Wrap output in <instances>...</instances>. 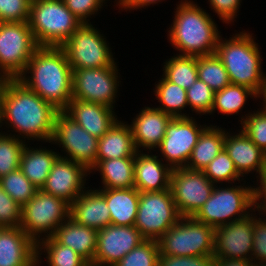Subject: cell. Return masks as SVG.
<instances>
[{"instance_id":"obj_20","label":"cell","mask_w":266,"mask_h":266,"mask_svg":"<svg viewBox=\"0 0 266 266\" xmlns=\"http://www.w3.org/2000/svg\"><path fill=\"white\" fill-rule=\"evenodd\" d=\"M173 117L160 111L155 106H144L132 118L130 128L137 151H155L166 132V127Z\"/></svg>"},{"instance_id":"obj_30","label":"cell","mask_w":266,"mask_h":266,"mask_svg":"<svg viewBox=\"0 0 266 266\" xmlns=\"http://www.w3.org/2000/svg\"><path fill=\"white\" fill-rule=\"evenodd\" d=\"M222 126V127H219ZM209 125L200 135L192 150L185 168L203 171V169L224 149L225 132L223 125Z\"/></svg>"},{"instance_id":"obj_1","label":"cell","mask_w":266,"mask_h":266,"mask_svg":"<svg viewBox=\"0 0 266 266\" xmlns=\"http://www.w3.org/2000/svg\"><path fill=\"white\" fill-rule=\"evenodd\" d=\"M58 111L18 79H4L3 133L26 143H49Z\"/></svg>"},{"instance_id":"obj_7","label":"cell","mask_w":266,"mask_h":266,"mask_svg":"<svg viewBox=\"0 0 266 266\" xmlns=\"http://www.w3.org/2000/svg\"><path fill=\"white\" fill-rule=\"evenodd\" d=\"M215 229L194 217H180L158 240L159 255L213 256Z\"/></svg>"},{"instance_id":"obj_19","label":"cell","mask_w":266,"mask_h":266,"mask_svg":"<svg viewBox=\"0 0 266 266\" xmlns=\"http://www.w3.org/2000/svg\"><path fill=\"white\" fill-rule=\"evenodd\" d=\"M232 130L231 128V131L228 129L225 132L224 149L235 164L238 173L248 181L247 176L250 174V178L253 176L254 179L252 182H256L255 179L266 168V153L252 142L242 129H236L237 132Z\"/></svg>"},{"instance_id":"obj_6","label":"cell","mask_w":266,"mask_h":266,"mask_svg":"<svg viewBox=\"0 0 266 266\" xmlns=\"http://www.w3.org/2000/svg\"><path fill=\"white\" fill-rule=\"evenodd\" d=\"M29 27L39 46H62L82 22L63 0H39L31 3Z\"/></svg>"},{"instance_id":"obj_25","label":"cell","mask_w":266,"mask_h":266,"mask_svg":"<svg viewBox=\"0 0 266 266\" xmlns=\"http://www.w3.org/2000/svg\"><path fill=\"white\" fill-rule=\"evenodd\" d=\"M26 143L20 157L19 169L31 183L40 190L46 182V179L52 169L59 153L53 145V149L42 146L39 143L32 145ZM39 144V147H38Z\"/></svg>"},{"instance_id":"obj_54","label":"cell","mask_w":266,"mask_h":266,"mask_svg":"<svg viewBox=\"0 0 266 266\" xmlns=\"http://www.w3.org/2000/svg\"><path fill=\"white\" fill-rule=\"evenodd\" d=\"M117 1V2H116ZM122 0H114V6L116 7V5H118Z\"/></svg>"},{"instance_id":"obj_34","label":"cell","mask_w":266,"mask_h":266,"mask_svg":"<svg viewBox=\"0 0 266 266\" xmlns=\"http://www.w3.org/2000/svg\"><path fill=\"white\" fill-rule=\"evenodd\" d=\"M162 76L187 90L198 78L196 56L179 55L173 53L162 63Z\"/></svg>"},{"instance_id":"obj_44","label":"cell","mask_w":266,"mask_h":266,"mask_svg":"<svg viewBox=\"0 0 266 266\" xmlns=\"http://www.w3.org/2000/svg\"><path fill=\"white\" fill-rule=\"evenodd\" d=\"M22 207L0 186V227H19Z\"/></svg>"},{"instance_id":"obj_40","label":"cell","mask_w":266,"mask_h":266,"mask_svg":"<svg viewBox=\"0 0 266 266\" xmlns=\"http://www.w3.org/2000/svg\"><path fill=\"white\" fill-rule=\"evenodd\" d=\"M159 254L158 241L145 239L114 266H158Z\"/></svg>"},{"instance_id":"obj_9","label":"cell","mask_w":266,"mask_h":266,"mask_svg":"<svg viewBox=\"0 0 266 266\" xmlns=\"http://www.w3.org/2000/svg\"><path fill=\"white\" fill-rule=\"evenodd\" d=\"M92 23H82L60 46L72 69L104 68L116 62L107 37Z\"/></svg>"},{"instance_id":"obj_14","label":"cell","mask_w":266,"mask_h":266,"mask_svg":"<svg viewBox=\"0 0 266 266\" xmlns=\"http://www.w3.org/2000/svg\"><path fill=\"white\" fill-rule=\"evenodd\" d=\"M196 119L194 116L173 117L168 123L165 136L154 153H159L171 169L186 167L201 133L211 125L207 122L202 125Z\"/></svg>"},{"instance_id":"obj_17","label":"cell","mask_w":266,"mask_h":266,"mask_svg":"<svg viewBox=\"0 0 266 266\" xmlns=\"http://www.w3.org/2000/svg\"><path fill=\"white\" fill-rule=\"evenodd\" d=\"M90 175L85 166L59 156L41 190L71 205L89 187Z\"/></svg>"},{"instance_id":"obj_33","label":"cell","mask_w":266,"mask_h":266,"mask_svg":"<svg viewBox=\"0 0 266 266\" xmlns=\"http://www.w3.org/2000/svg\"><path fill=\"white\" fill-rule=\"evenodd\" d=\"M44 258L46 259L45 261ZM36 262L37 266L45 264V262H47V266H90L74 250L59 244L53 237L42 239L37 243Z\"/></svg>"},{"instance_id":"obj_53","label":"cell","mask_w":266,"mask_h":266,"mask_svg":"<svg viewBox=\"0 0 266 266\" xmlns=\"http://www.w3.org/2000/svg\"><path fill=\"white\" fill-rule=\"evenodd\" d=\"M254 266H266V262L265 263H255Z\"/></svg>"},{"instance_id":"obj_41","label":"cell","mask_w":266,"mask_h":266,"mask_svg":"<svg viewBox=\"0 0 266 266\" xmlns=\"http://www.w3.org/2000/svg\"><path fill=\"white\" fill-rule=\"evenodd\" d=\"M262 108H260V107ZM238 126L264 153H266V108L259 103Z\"/></svg>"},{"instance_id":"obj_11","label":"cell","mask_w":266,"mask_h":266,"mask_svg":"<svg viewBox=\"0 0 266 266\" xmlns=\"http://www.w3.org/2000/svg\"><path fill=\"white\" fill-rule=\"evenodd\" d=\"M117 63L104 68L72 69V98L116 108L122 86Z\"/></svg>"},{"instance_id":"obj_36","label":"cell","mask_w":266,"mask_h":266,"mask_svg":"<svg viewBox=\"0 0 266 266\" xmlns=\"http://www.w3.org/2000/svg\"><path fill=\"white\" fill-rule=\"evenodd\" d=\"M215 185L234 184L245 179L238 173L235 164L223 149L202 171ZM224 182V183H223Z\"/></svg>"},{"instance_id":"obj_15","label":"cell","mask_w":266,"mask_h":266,"mask_svg":"<svg viewBox=\"0 0 266 266\" xmlns=\"http://www.w3.org/2000/svg\"><path fill=\"white\" fill-rule=\"evenodd\" d=\"M213 184L202 171L172 169L170 189L181 217H193L213 192Z\"/></svg>"},{"instance_id":"obj_32","label":"cell","mask_w":266,"mask_h":266,"mask_svg":"<svg viewBox=\"0 0 266 266\" xmlns=\"http://www.w3.org/2000/svg\"><path fill=\"white\" fill-rule=\"evenodd\" d=\"M158 81L154 83L153 96L158 100L159 106L155 108L163 111L172 117H190L188 108V100L186 90L175 83H171L161 76ZM187 111V112H186Z\"/></svg>"},{"instance_id":"obj_45","label":"cell","mask_w":266,"mask_h":266,"mask_svg":"<svg viewBox=\"0 0 266 266\" xmlns=\"http://www.w3.org/2000/svg\"><path fill=\"white\" fill-rule=\"evenodd\" d=\"M253 250L252 261L254 263L266 262V218L253 215Z\"/></svg>"},{"instance_id":"obj_18","label":"cell","mask_w":266,"mask_h":266,"mask_svg":"<svg viewBox=\"0 0 266 266\" xmlns=\"http://www.w3.org/2000/svg\"><path fill=\"white\" fill-rule=\"evenodd\" d=\"M144 240L135 226L108 225L97 233L95 257L90 266H114Z\"/></svg>"},{"instance_id":"obj_50","label":"cell","mask_w":266,"mask_h":266,"mask_svg":"<svg viewBox=\"0 0 266 266\" xmlns=\"http://www.w3.org/2000/svg\"><path fill=\"white\" fill-rule=\"evenodd\" d=\"M252 260L214 258V266H254Z\"/></svg>"},{"instance_id":"obj_4","label":"cell","mask_w":266,"mask_h":266,"mask_svg":"<svg viewBox=\"0 0 266 266\" xmlns=\"http://www.w3.org/2000/svg\"><path fill=\"white\" fill-rule=\"evenodd\" d=\"M253 35L243 28L229 39L221 35L215 54L224 65L231 84L245 86L261 97L266 86V72L262 70L260 45Z\"/></svg>"},{"instance_id":"obj_51","label":"cell","mask_w":266,"mask_h":266,"mask_svg":"<svg viewBox=\"0 0 266 266\" xmlns=\"http://www.w3.org/2000/svg\"><path fill=\"white\" fill-rule=\"evenodd\" d=\"M3 97H4V80L0 81V133H3Z\"/></svg>"},{"instance_id":"obj_35","label":"cell","mask_w":266,"mask_h":266,"mask_svg":"<svg viewBox=\"0 0 266 266\" xmlns=\"http://www.w3.org/2000/svg\"><path fill=\"white\" fill-rule=\"evenodd\" d=\"M196 61L198 78L214 92L220 91L230 84L228 73L215 53L198 56Z\"/></svg>"},{"instance_id":"obj_27","label":"cell","mask_w":266,"mask_h":266,"mask_svg":"<svg viewBox=\"0 0 266 266\" xmlns=\"http://www.w3.org/2000/svg\"><path fill=\"white\" fill-rule=\"evenodd\" d=\"M130 125L118 119L98 140L96 160L135 157L137 153Z\"/></svg>"},{"instance_id":"obj_28","label":"cell","mask_w":266,"mask_h":266,"mask_svg":"<svg viewBox=\"0 0 266 266\" xmlns=\"http://www.w3.org/2000/svg\"><path fill=\"white\" fill-rule=\"evenodd\" d=\"M106 200L110 210L111 225L134 226L140 192L134 188L96 189Z\"/></svg>"},{"instance_id":"obj_46","label":"cell","mask_w":266,"mask_h":266,"mask_svg":"<svg viewBox=\"0 0 266 266\" xmlns=\"http://www.w3.org/2000/svg\"><path fill=\"white\" fill-rule=\"evenodd\" d=\"M242 1L243 0H208L206 3L214 13L213 17L216 15L224 25L227 24V26H230L231 24L232 26L239 15Z\"/></svg>"},{"instance_id":"obj_48","label":"cell","mask_w":266,"mask_h":266,"mask_svg":"<svg viewBox=\"0 0 266 266\" xmlns=\"http://www.w3.org/2000/svg\"><path fill=\"white\" fill-rule=\"evenodd\" d=\"M253 182V210L257 215L266 218V168L263 173Z\"/></svg>"},{"instance_id":"obj_24","label":"cell","mask_w":266,"mask_h":266,"mask_svg":"<svg viewBox=\"0 0 266 266\" xmlns=\"http://www.w3.org/2000/svg\"><path fill=\"white\" fill-rule=\"evenodd\" d=\"M70 218L79 225L97 231L111 225L110 210L105 198L91 186L70 205Z\"/></svg>"},{"instance_id":"obj_13","label":"cell","mask_w":266,"mask_h":266,"mask_svg":"<svg viewBox=\"0 0 266 266\" xmlns=\"http://www.w3.org/2000/svg\"><path fill=\"white\" fill-rule=\"evenodd\" d=\"M98 140L64 111L57 112L53 137L49 143L61 148L57 149L60 157L75 161L90 171L96 164Z\"/></svg>"},{"instance_id":"obj_5","label":"cell","mask_w":266,"mask_h":266,"mask_svg":"<svg viewBox=\"0 0 266 266\" xmlns=\"http://www.w3.org/2000/svg\"><path fill=\"white\" fill-rule=\"evenodd\" d=\"M246 182L215 185L208 200L193 217L215 229L250 214L253 211V186L250 181Z\"/></svg>"},{"instance_id":"obj_47","label":"cell","mask_w":266,"mask_h":266,"mask_svg":"<svg viewBox=\"0 0 266 266\" xmlns=\"http://www.w3.org/2000/svg\"><path fill=\"white\" fill-rule=\"evenodd\" d=\"M158 266H214V256H158Z\"/></svg>"},{"instance_id":"obj_39","label":"cell","mask_w":266,"mask_h":266,"mask_svg":"<svg viewBox=\"0 0 266 266\" xmlns=\"http://www.w3.org/2000/svg\"><path fill=\"white\" fill-rule=\"evenodd\" d=\"M186 94L190 117L194 115L193 113H196V117L199 115L198 118H202L201 116H207L211 113L215 92L205 82L197 78L195 83L186 90Z\"/></svg>"},{"instance_id":"obj_8","label":"cell","mask_w":266,"mask_h":266,"mask_svg":"<svg viewBox=\"0 0 266 266\" xmlns=\"http://www.w3.org/2000/svg\"><path fill=\"white\" fill-rule=\"evenodd\" d=\"M69 217V203L40 189L22 206L19 227L37 244L42 239L52 237Z\"/></svg>"},{"instance_id":"obj_52","label":"cell","mask_w":266,"mask_h":266,"mask_svg":"<svg viewBox=\"0 0 266 266\" xmlns=\"http://www.w3.org/2000/svg\"><path fill=\"white\" fill-rule=\"evenodd\" d=\"M260 100H262V102L260 103L266 108V86H265L264 93L260 97Z\"/></svg>"},{"instance_id":"obj_16","label":"cell","mask_w":266,"mask_h":266,"mask_svg":"<svg viewBox=\"0 0 266 266\" xmlns=\"http://www.w3.org/2000/svg\"><path fill=\"white\" fill-rule=\"evenodd\" d=\"M255 213L215 228L214 258L252 260Z\"/></svg>"},{"instance_id":"obj_43","label":"cell","mask_w":266,"mask_h":266,"mask_svg":"<svg viewBox=\"0 0 266 266\" xmlns=\"http://www.w3.org/2000/svg\"><path fill=\"white\" fill-rule=\"evenodd\" d=\"M30 6L29 0H0V22H27Z\"/></svg>"},{"instance_id":"obj_12","label":"cell","mask_w":266,"mask_h":266,"mask_svg":"<svg viewBox=\"0 0 266 266\" xmlns=\"http://www.w3.org/2000/svg\"><path fill=\"white\" fill-rule=\"evenodd\" d=\"M180 217L171 189L140 192L134 226L144 239L158 241Z\"/></svg>"},{"instance_id":"obj_42","label":"cell","mask_w":266,"mask_h":266,"mask_svg":"<svg viewBox=\"0 0 266 266\" xmlns=\"http://www.w3.org/2000/svg\"><path fill=\"white\" fill-rule=\"evenodd\" d=\"M110 0H63L66 7L82 22L93 23L90 20L100 15V11L107 8ZM91 18V19H90Z\"/></svg>"},{"instance_id":"obj_10","label":"cell","mask_w":266,"mask_h":266,"mask_svg":"<svg viewBox=\"0 0 266 266\" xmlns=\"http://www.w3.org/2000/svg\"><path fill=\"white\" fill-rule=\"evenodd\" d=\"M40 46L27 22H0V75L17 79Z\"/></svg>"},{"instance_id":"obj_37","label":"cell","mask_w":266,"mask_h":266,"mask_svg":"<svg viewBox=\"0 0 266 266\" xmlns=\"http://www.w3.org/2000/svg\"><path fill=\"white\" fill-rule=\"evenodd\" d=\"M0 186L21 207L28 203L38 190L19 168L1 177Z\"/></svg>"},{"instance_id":"obj_22","label":"cell","mask_w":266,"mask_h":266,"mask_svg":"<svg viewBox=\"0 0 266 266\" xmlns=\"http://www.w3.org/2000/svg\"><path fill=\"white\" fill-rule=\"evenodd\" d=\"M115 110L101 104L72 98L63 111L89 134L99 139L119 119Z\"/></svg>"},{"instance_id":"obj_31","label":"cell","mask_w":266,"mask_h":266,"mask_svg":"<svg viewBox=\"0 0 266 266\" xmlns=\"http://www.w3.org/2000/svg\"><path fill=\"white\" fill-rule=\"evenodd\" d=\"M249 98L253 99V101L260 99L253 90L245 86L230 83L222 90L215 92L214 104L209 116L211 115V117H214L216 112H218L217 114L220 113V115L224 114L227 117L229 115H240L241 117L239 116L238 120L240 122L239 124H241L246 116L252 112V110H245L244 115L242 114L243 109H245V104L248 103L247 101Z\"/></svg>"},{"instance_id":"obj_26","label":"cell","mask_w":266,"mask_h":266,"mask_svg":"<svg viewBox=\"0 0 266 266\" xmlns=\"http://www.w3.org/2000/svg\"><path fill=\"white\" fill-rule=\"evenodd\" d=\"M97 233V230L79 225L69 217L52 237L59 244L70 247L91 265L95 257Z\"/></svg>"},{"instance_id":"obj_23","label":"cell","mask_w":266,"mask_h":266,"mask_svg":"<svg viewBox=\"0 0 266 266\" xmlns=\"http://www.w3.org/2000/svg\"><path fill=\"white\" fill-rule=\"evenodd\" d=\"M152 151H138L134 157V187L139 192L170 189L172 169Z\"/></svg>"},{"instance_id":"obj_2","label":"cell","mask_w":266,"mask_h":266,"mask_svg":"<svg viewBox=\"0 0 266 266\" xmlns=\"http://www.w3.org/2000/svg\"><path fill=\"white\" fill-rule=\"evenodd\" d=\"M17 79L59 111L72 99V68L61 47L40 46Z\"/></svg>"},{"instance_id":"obj_55","label":"cell","mask_w":266,"mask_h":266,"mask_svg":"<svg viewBox=\"0 0 266 266\" xmlns=\"http://www.w3.org/2000/svg\"><path fill=\"white\" fill-rule=\"evenodd\" d=\"M31 3H33V2H36V1H39V0H29Z\"/></svg>"},{"instance_id":"obj_29","label":"cell","mask_w":266,"mask_h":266,"mask_svg":"<svg viewBox=\"0 0 266 266\" xmlns=\"http://www.w3.org/2000/svg\"><path fill=\"white\" fill-rule=\"evenodd\" d=\"M98 172L101 186L95 189L134 188V157L96 160L90 174Z\"/></svg>"},{"instance_id":"obj_38","label":"cell","mask_w":266,"mask_h":266,"mask_svg":"<svg viewBox=\"0 0 266 266\" xmlns=\"http://www.w3.org/2000/svg\"><path fill=\"white\" fill-rule=\"evenodd\" d=\"M25 144L13 135L0 133V178L19 168Z\"/></svg>"},{"instance_id":"obj_3","label":"cell","mask_w":266,"mask_h":266,"mask_svg":"<svg viewBox=\"0 0 266 266\" xmlns=\"http://www.w3.org/2000/svg\"><path fill=\"white\" fill-rule=\"evenodd\" d=\"M175 5L166 34L176 54L198 57L215 53L222 32L211 13L193 0Z\"/></svg>"},{"instance_id":"obj_21","label":"cell","mask_w":266,"mask_h":266,"mask_svg":"<svg viewBox=\"0 0 266 266\" xmlns=\"http://www.w3.org/2000/svg\"><path fill=\"white\" fill-rule=\"evenodd\" d=\"M37 244L20 227H0V266H37Z\"/></svg>"},{"instance_id":"obj_49","label":"cell","mask_w":266,"mask_h":266,"mask_svg":"<svg viewBox=\"0 0 266 266\" xmlns=\"http://www.w3.org/2000/svg\"><path fill=\"white\" fill-rule=\"evenodd\" d=\"M165 0H122L118 5H116V8L119 9L118 12H126L129 11L130 13L134 10L138 11L139 9L142 10L146 9L150 6L159 5ZM159 3V4H158Z\"/></svg>"}]
</instances>
